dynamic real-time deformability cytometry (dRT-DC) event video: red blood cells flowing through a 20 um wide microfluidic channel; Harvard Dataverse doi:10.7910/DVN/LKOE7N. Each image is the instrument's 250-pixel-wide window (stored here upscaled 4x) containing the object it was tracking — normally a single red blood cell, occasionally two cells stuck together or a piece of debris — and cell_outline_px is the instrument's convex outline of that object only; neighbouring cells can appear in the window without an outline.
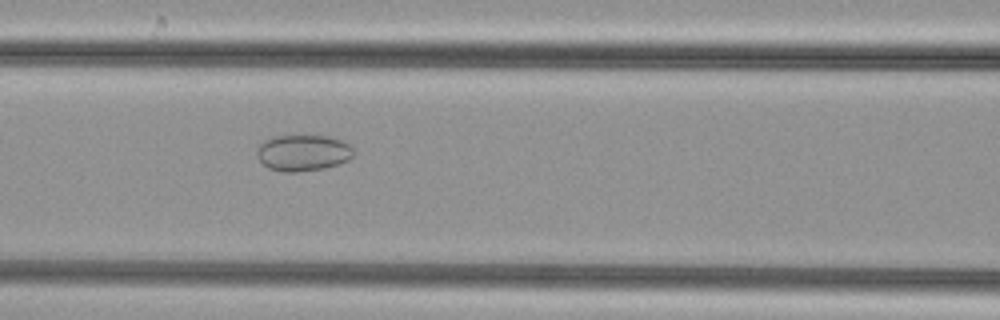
{"species": "common noctule bat (a hibernating species)", "species_latin": "Nyctalus noctula", "temperature_condition": "cold", "stored_images_in_passage": 35, "camera_frame_rate_fps": 3000, "um_per_image_px": 0.085, "animal": {"sex": "female", "body_mass_g": 29.2, "forearm_length_mm": 56.3}, "frame": {"image": 1, "passage_image": 6, "time_ms": 1.667, "image_size_px": [1000, 320], "cell_outline_px": [[352, 156], [348, 160], [324, 168], [296, 172], [280, 172], [268, 168], [256, 156], [256, 148], [264, 140], [272, 136], [328, 136], [340, 140], [348, 144], [352, 148]], "centroid_in_image_um": [25.69, 12.99], "position_along_channel_um": 140.9, "area_um2": 20.35}}
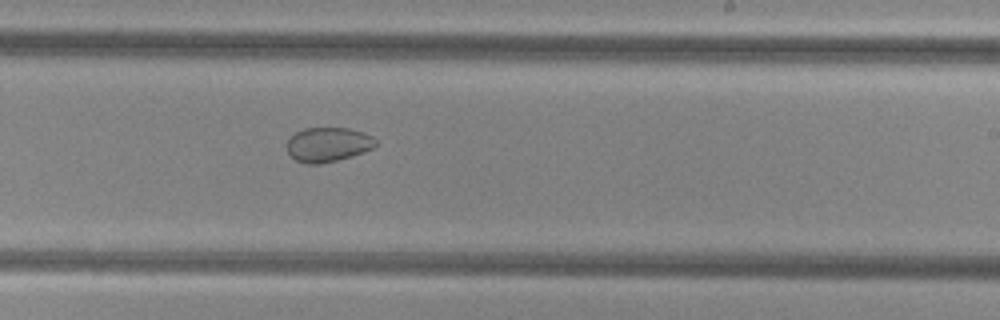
{"frame": {"image": 2, "passage_image": 15, "time_ms": 4.667, "image_size_px": [1000, 320], "cell_outline_px": [[376, 144], [372, 148], [352, 156], [320, 164], [308, 164], [296, 160], [288, 152], [288, 140], [296, 132], [304, 128], [348, 128], [364, 132], [372, 136], [376, 140]], "centroid_in_image_um": [27.89, 12.28], "position_along_channel_um": 261.1, "area_um2": 17.63}}
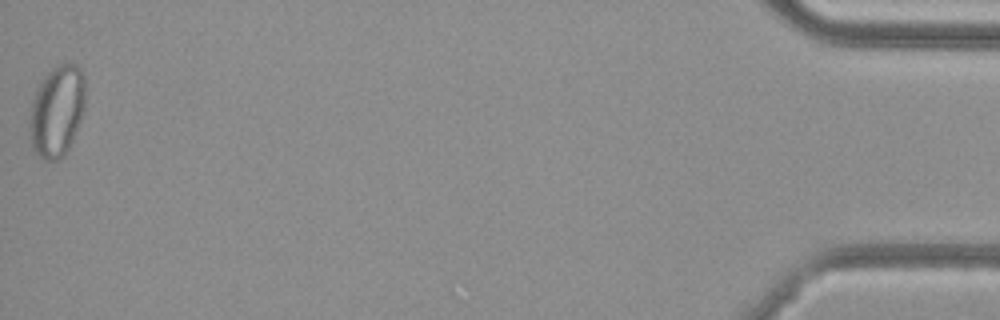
{"frame": {"image": 3, "passage_image": 35, "time_ms": 11.333, "image_size_px": [1000, 320], "cell_outline_px": [[84, 112], [72, 140], [64, 156], [60, 160], [44, 160], [32, 148], [28, 132], [28, 120], [32, 100], [44, 76], [56, 64], [76, 64], [84, 72]], "centroid_in_image_um": [4.82, 9.45], "position_along_channel_um": 430.4, "area_um2": 29.88}}